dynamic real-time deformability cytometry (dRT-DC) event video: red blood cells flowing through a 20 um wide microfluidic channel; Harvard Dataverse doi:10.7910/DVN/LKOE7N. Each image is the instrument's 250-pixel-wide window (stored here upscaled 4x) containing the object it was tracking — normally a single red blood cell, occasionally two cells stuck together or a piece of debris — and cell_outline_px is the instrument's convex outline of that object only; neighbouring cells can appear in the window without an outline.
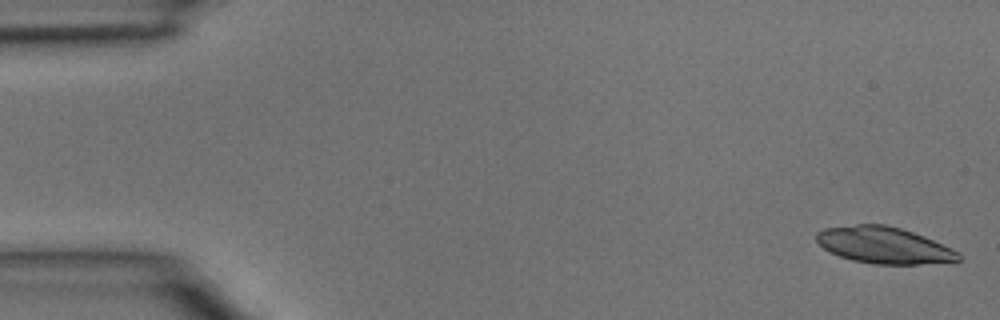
{"species": "common noctule bat (a hibernating species)", "species_latin": "Nyctalus noctula", "temperature_condition": "room temperature", "stored_images_in_passage": 5, "camera_frame_rate_fps": 3000, "um_per_image_px": 0.085, "animal": {"sex": "male", "body_mass_g": 15.6}, "frame": {"image": 1, "passage_image": 1, "time_ms": 0.0, "image_size_px": [1000, 320], "cell_outline_px": [[964, 260], [920, 264], [876, 264], [852, 260], [840, 256], [824, 248], [816, 240], [816, 232], [824, 228], [856, 224], [884, 224], [900, 228], [924, 236], [960, 252]], "centroid_in_image_um": [75.16, 20.84], "position_along_channel_um": 9.8, "area_um2": 30.17}}